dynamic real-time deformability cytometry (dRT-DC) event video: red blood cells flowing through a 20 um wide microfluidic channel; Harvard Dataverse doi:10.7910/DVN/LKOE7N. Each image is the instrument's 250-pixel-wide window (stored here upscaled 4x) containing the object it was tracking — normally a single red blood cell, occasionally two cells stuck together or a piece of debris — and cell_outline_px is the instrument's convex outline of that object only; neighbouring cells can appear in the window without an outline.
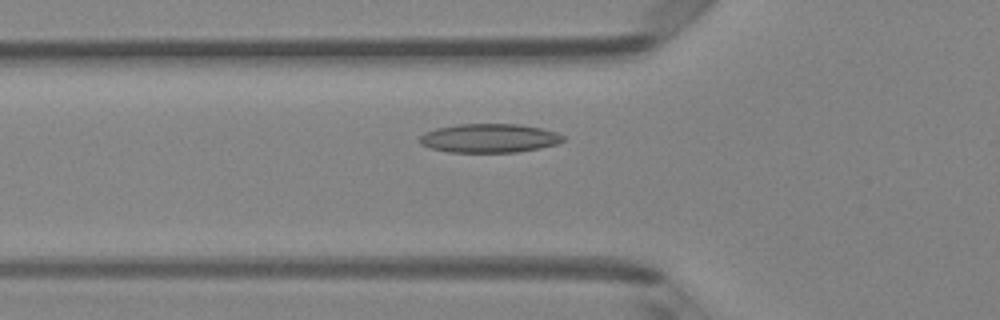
{"species": "Egyptian fruit bat (a non-hibernating species)", "species_latin": "Rousettus aegyptiacus", "temperature_condition": "room temperature", "stored_images_in_passage": 37, "camera_frame_rate_fps": 3000, "um_per_image_px": 0.085, "animal": {"sex": "female"}, "frame": {"image": 1, "passage_image": 5, "time_ms": 1.333, "image_size_px": [1000, 320], "cell_outline_px": [[564, 140], [556, 144], [540, 148], [516, 152], [448, 152], [428, 148], [420, 144], [420, 136], [424, 132], [436, 128], [456, 124], [520, 124], [540, 128], [556, 132], [564, 136]], "centroid_in_image_um": [41.55, 11.74], "position_along_channel_um": 84.2, "area_um2": 24.22}}
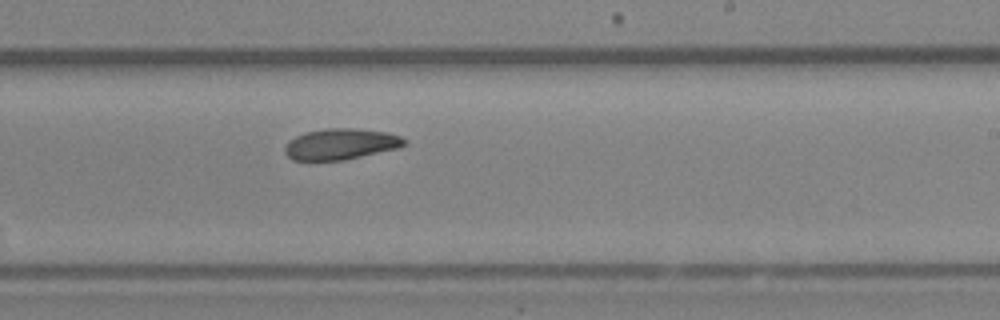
{"frame": {"image": 2, "passage_image": 18, "time_ms": 5.667, "image_size_px": [1000, 320], "cell_outline_px": [[408, 144], [400, 148], [344, 160], [292, 160], [284, 152], [284, 148], [288, 140], [304, 132], [328, 128], [352, 128], [388, 132], [400, 136]], "centroid_in_image_um": [28.97, 12.24], "position_along_channel_um": 260.0, "area_um2": 21.73}}
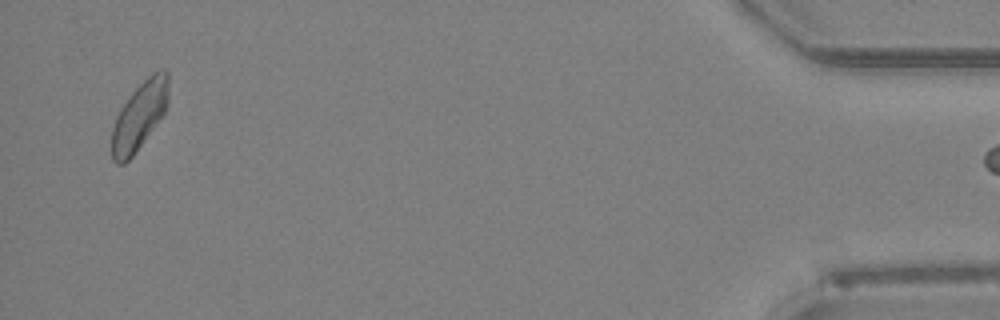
{"frame": {"image": 3, "passage_image": 36, "time_ms": 11.667, "image_size_px": [1000, 320], "cell_outline_px": [[168, 100], [164, 112], [132, 156], [124, 164], [116, 164], [112, 160], [112, 128], [116, 116], [120, 108], [132, 92], [152, 72], [160, 68], [164, 68], [168, 72]], "centroid_in_image_um": [11.84, 9.81], "position_along_channel_um": 423.4, "area_um2": 22.14}}